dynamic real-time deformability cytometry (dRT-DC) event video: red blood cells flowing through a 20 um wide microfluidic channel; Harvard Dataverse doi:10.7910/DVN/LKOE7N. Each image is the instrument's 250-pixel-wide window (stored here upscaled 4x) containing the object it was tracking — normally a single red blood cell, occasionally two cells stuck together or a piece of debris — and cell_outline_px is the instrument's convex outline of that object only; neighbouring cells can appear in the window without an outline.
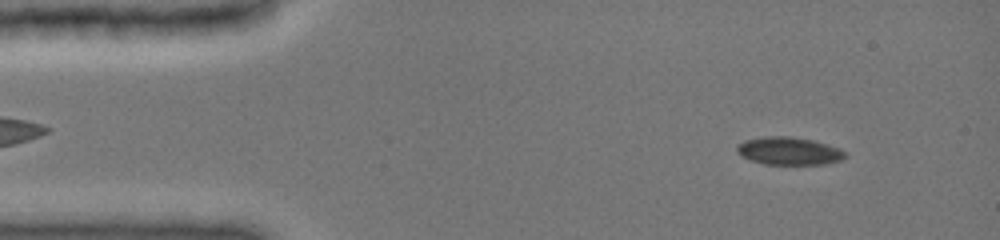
{"species": "common noctule bat (a hibernating species)", "species_latin": "Nyctalus noctula", "temperature_condition": "cold", "stored_images_in_passage": 9, "camera_frame_rate_fps": 3000, "um_per_image_px": 0.085, "animal": {"sex": "female", "body_mass_g": 19.0, "forearm_length_mm": 51.5}, "frame": {"image": 1, "passage_image": 2, "time_ms": 0.667, "image_size_px": [1000, 240], "cell_outline_px": [[848, 156], [840, 160], [824, 164], [764, 164], [752, 160], [736, 152], [736, 144], [744, 140], [764, 136], [788, 136], [816, 140], [840, 148]], "centroid_in_image_um": [67.06, 12.82], "position_along_channel_um": 17.9, "area_um2": 17.63}}
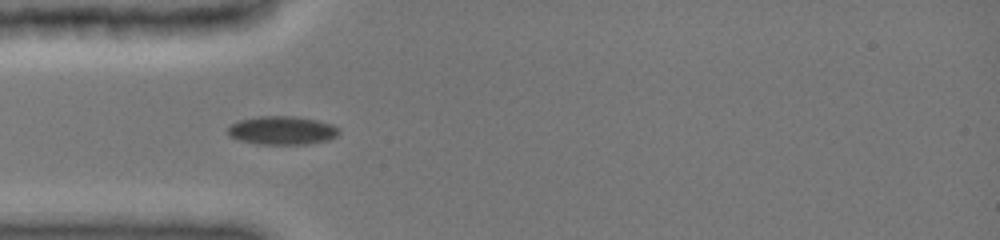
{"frame": {"image": 2, "passage_image": 6, "time_ms": 3.667, "image_size_px": [1000, 240], "cell_outline_px": [[340, 132], [336, 136], [328, 140], [308, 144], [256, 144], [240, 140], [228, 136], [228, 128], [236, 120], [256, 116], [296, 116], [316, 120], [332, 124], [340, 128]], "centroid_in_image_um": [23.97, 11.08], "position_along_channel_um": 61.0, "area_um2": 18.67}}
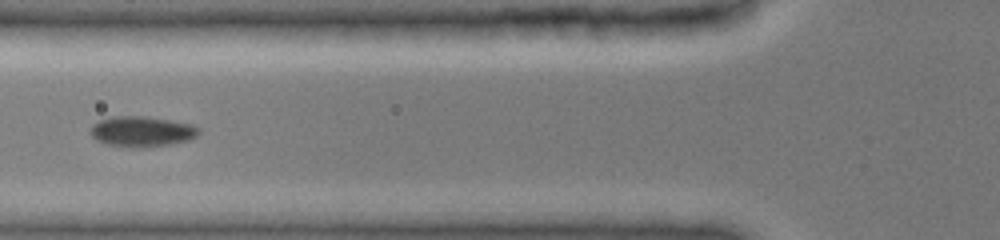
{"frame": {"image": 3, "passage_image": 8, "time_ms": 5.0, "image_size_px": [1000, 240], "cell_outline_px": [[200, 132], [196, 136], [188, 140], [172, 144], [144, 148], [136, 148], [108, 144], [96, 140], [88, 132], [92, 124], [100, 120], [112, 116], [144, 116], [172, 120], [192, 124], [200, 128]], "centroid_in_image_um": [12.05, 11.17], "position_along_channel_um": 113.7, "area_um2": 19.48}}